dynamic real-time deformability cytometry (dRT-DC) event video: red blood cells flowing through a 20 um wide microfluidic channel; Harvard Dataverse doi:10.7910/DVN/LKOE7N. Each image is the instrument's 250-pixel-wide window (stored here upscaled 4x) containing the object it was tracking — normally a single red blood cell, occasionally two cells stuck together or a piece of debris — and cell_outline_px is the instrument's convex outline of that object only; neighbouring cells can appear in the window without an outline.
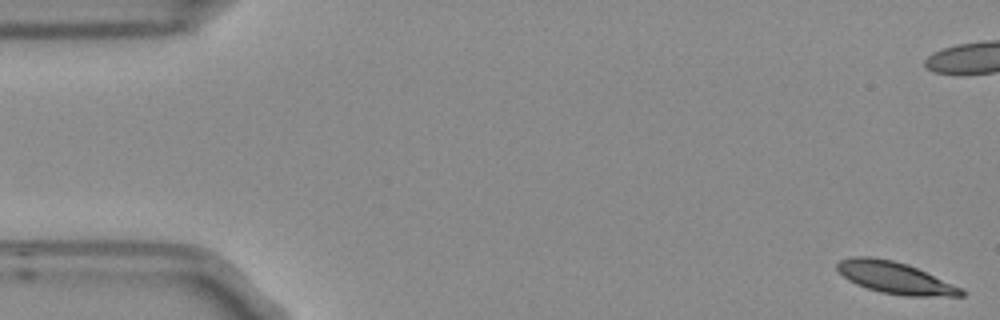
{"species": "Egyptian fruit bat (a non-hibernating species)", "species_latin": "Rousettus aegyptiacus", "temperature_condition": "room temperature", "stored_images_in_passage": 10, "camera_frame_rate_fps": 3000, "um_per_image_px": 0.085, "frame": {"image": 1, "passage_image": 1, "time_ms": 0.0, "image_size_px": [1000, 320], "cell_outline_px": [[964, 296], [904, 296], [880, 292], [856, 284], [848, 280], [836, 268], [836, 264], [840, 260], [852, 256], [872, 256], [892, 260], [908, 264], [964, 288]], "centroid_in_image_um": [76.09, 23.6], "position_along_channel_um": 8.9, "area_um2": 23.12}}